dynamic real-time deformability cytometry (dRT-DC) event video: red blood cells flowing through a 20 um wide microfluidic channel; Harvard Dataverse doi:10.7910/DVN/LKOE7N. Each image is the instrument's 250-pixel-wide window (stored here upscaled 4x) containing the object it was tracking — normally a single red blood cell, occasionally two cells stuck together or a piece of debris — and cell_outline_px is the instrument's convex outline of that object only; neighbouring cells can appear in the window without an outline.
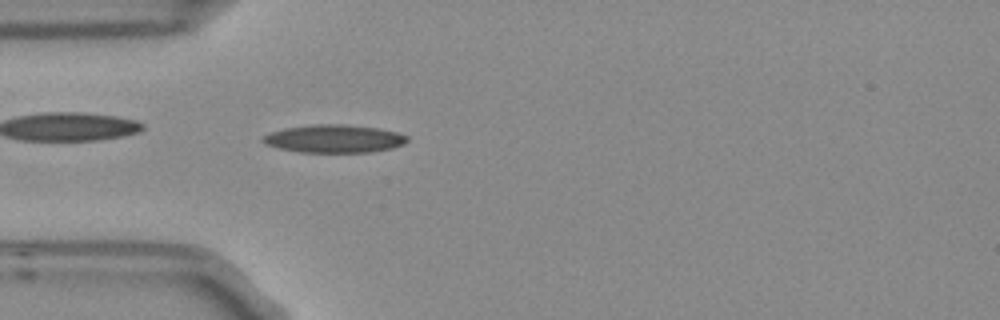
{"species": "Egyptian fruit bat (a non-hibernating species)", "species_latin": "Rousettus aegyptiacus", "temperature_condition": "room temperature", "stored_images_in_passage": 2, "camera_frame_rate_fps": 3000, "um_per_image_px": 0.085, "frame": {"image": 1, "passage_image": 2, "time_ms": 0.333, "image_size_px": [1000, 320], "cell_outline_px": [[408, 140], [404, 144], [392, 148], [372, 152], [300, 152], [280, 148], [264, 144], [260, 140], [264, 136], [272, 132], [284, 128], [316, 124], [344, 124], [376, 128], [396, 132], [408, 136]], "centroid_in_image_um": [28.4, 11.79], "position_along_channel_um": 56.6, "area_um2": 23.41}}